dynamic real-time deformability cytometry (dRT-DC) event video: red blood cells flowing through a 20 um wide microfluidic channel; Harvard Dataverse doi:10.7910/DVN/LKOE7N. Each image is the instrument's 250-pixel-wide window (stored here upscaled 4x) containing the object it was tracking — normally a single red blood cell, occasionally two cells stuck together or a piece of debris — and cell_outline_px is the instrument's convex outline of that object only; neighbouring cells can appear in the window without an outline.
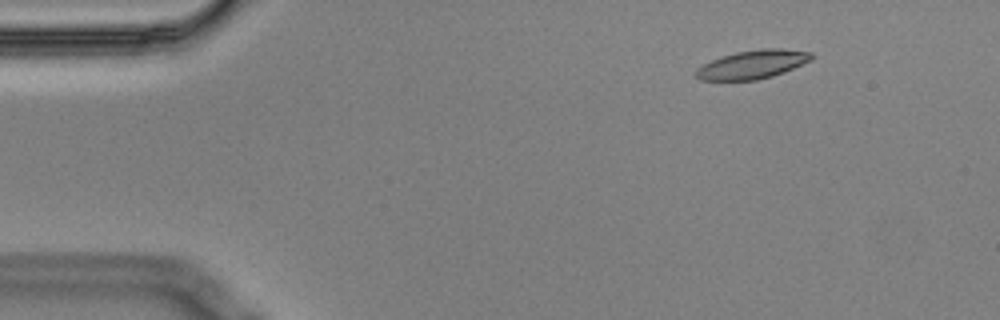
{"species": "Egyptian fruit bat (a non-hibernating species)", "species_latin": "Rousettus aegyptiacus", "temperature_condition": "cold", "stored_images_in_passage": 5, "camera_frame_rate_fps": 3000, "um_per_image_px": 0.085, "animal": {"sex": "male"}, "frame": {"image": 1, "passage_image": 2, "time_ms": 0.333, "image_size_px": [1000, 320], "cell_outline_px": [[816, 56], [812, 60], [784, 72], [772, 76], [756, 80], [700, 80], [696, 76], [696, 68], [720, 56], [736, 52], [760, 48], [784, 48], [812, 52]], "centroid_in_image_um": [64.01, 5.46], "position_along_channel_um": 21.0, "area_um2": 19.42}}
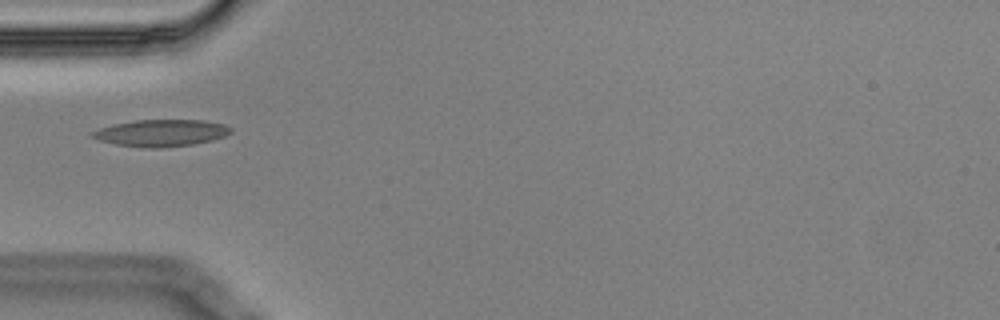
{"frame": {"image": 2, "passage_image": 5, "time_ms": 1.333, "image_size_px": [1000, 320], "cell_outline_px": [[232, 132], [224, 136], [212, 140], [192, 144], [160, 148], [144, 148], [116, 144], [100, 140], [92, 136], [88, 132], [112, 124], [136, 120], [200, 120], [224, 124], [232, 128]], "centroid_in_image_um": [13.68, 11.3], "position_along_channel_um": 71.3, "area_um2": 21.62}}